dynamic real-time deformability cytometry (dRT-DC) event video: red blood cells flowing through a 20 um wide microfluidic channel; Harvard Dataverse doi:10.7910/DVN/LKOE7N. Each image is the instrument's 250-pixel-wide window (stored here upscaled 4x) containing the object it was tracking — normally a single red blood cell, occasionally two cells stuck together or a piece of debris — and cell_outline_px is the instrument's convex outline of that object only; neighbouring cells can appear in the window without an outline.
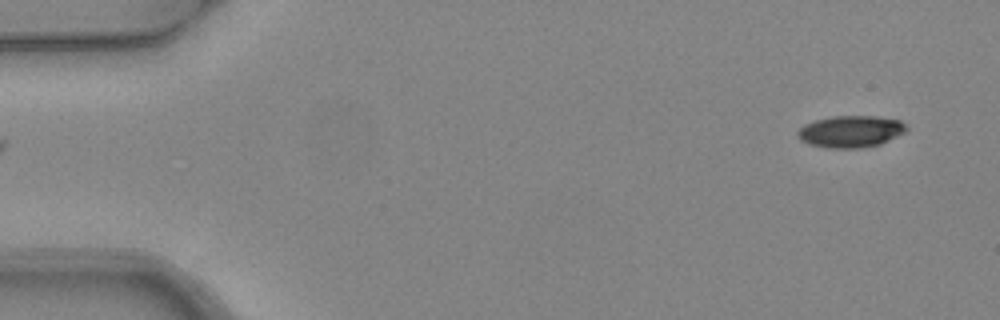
{"species": "common noctule bat (a hibernating species)", "species_latin": "Nyctalus noctula", "temperature_condition": "warm", "stored_images_in_passage": 4, "camera_frame_rate_fps": 3000, "um_per_image_px": 0.085, "animal": {"sex": "female", "body_mass_g": 24.6, "forearm_length_mm": 56.2}, "frame": {"image": 1, "passage_image": 4, "time_ms": 1.0, "image_size_px": [1000, 320], "cell_outline_px": [[908, 128], [904, 132], [880, 144], [860, 148], [828, 148], [808, 144], [800, 140], [796, 136], [796, 132], [804, 124], [816, 120], [832, 116], [876, 116], [900, 120]], "centroid_in_image_um": [72.26, 11.18], "position_along_channel_um": 12.7, "area_um2": 20.17}}